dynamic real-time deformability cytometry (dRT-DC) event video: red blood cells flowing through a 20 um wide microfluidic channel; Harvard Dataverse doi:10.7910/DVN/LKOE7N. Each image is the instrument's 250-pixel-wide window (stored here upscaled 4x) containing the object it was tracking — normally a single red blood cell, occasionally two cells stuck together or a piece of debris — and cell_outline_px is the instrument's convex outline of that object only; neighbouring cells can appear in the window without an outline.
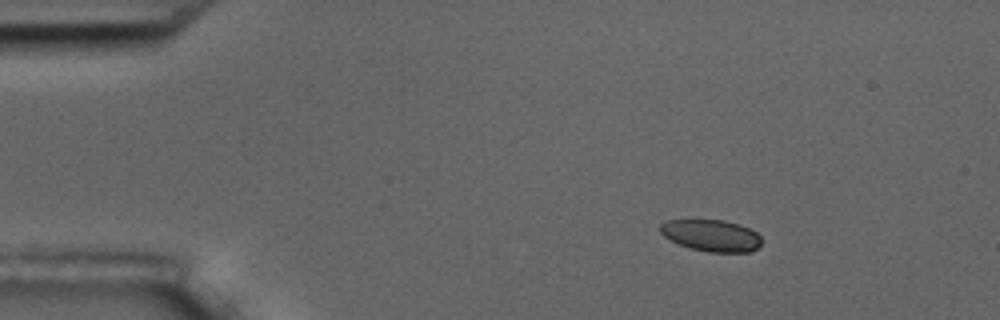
{"species": "common noctule bat (a hibernating species)", "species_latin": "Nyctalus noctula", "temperature_condition": "room temperature", "stored_images_in_passage": 4, "camera_frame_rate_fps": 3000, "um_per_image_px": 0.085, "animal": {"sex": "male", "body_mass_g": 17.5, "forearm_length_mm": 52.3}, "frame": {"image": 1, "passage_image": 2, "time_ms": 2.0, "image_size_px": [1000, 320], "cell_outline_px": [[760, 244], [752, 252], [708, 252], [692, 248], [680, 244], [664, 236], [660, 232], [660, 224], [668, 220], [724, 220], [748, 228], [756, 232], [760, 236]], "centroid_in_image_um": [60.46, 20.02], "position_along_channel_um": 24.5, "area_um2": 18.44}}